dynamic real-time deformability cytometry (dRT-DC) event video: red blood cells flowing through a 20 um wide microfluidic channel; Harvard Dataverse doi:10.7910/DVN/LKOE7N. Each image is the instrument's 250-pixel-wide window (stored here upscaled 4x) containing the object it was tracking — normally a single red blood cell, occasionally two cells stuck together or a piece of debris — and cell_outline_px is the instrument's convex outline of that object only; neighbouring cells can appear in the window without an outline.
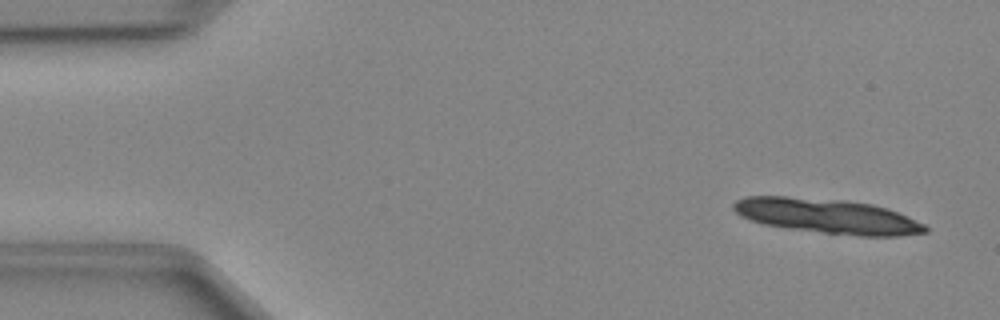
{"species": "Egyptian fruit bat (a non-hibernating species)", "species_latin": "Rousettus aegyptiacus", "temperature_condition": "cold", "stored_images_in_passage": 12, "camera_frame_rate_fps": 3000, "um_per_image_px": 0.085, "animal": {"sex": "female"}, "frame": {"image": 1, "passage_image": 3, "time_ms": 0.667, "image_size_px": [1000, 320], "cell_outline_px": [[928, 232], [900, 236], [860, 236], [788, 228], [764, 224], [740, 216], [732, 208], [732, 204], [736, 200], [744, 196], [784, 196], [844, 200], [872, 204], [888, 208], [908, 216], [924, 224], [928, 228]], "centroid_in_image_um": [70.34, 18.36], "position_along_channel_um": 14.7, "area_um2": 38.78}}